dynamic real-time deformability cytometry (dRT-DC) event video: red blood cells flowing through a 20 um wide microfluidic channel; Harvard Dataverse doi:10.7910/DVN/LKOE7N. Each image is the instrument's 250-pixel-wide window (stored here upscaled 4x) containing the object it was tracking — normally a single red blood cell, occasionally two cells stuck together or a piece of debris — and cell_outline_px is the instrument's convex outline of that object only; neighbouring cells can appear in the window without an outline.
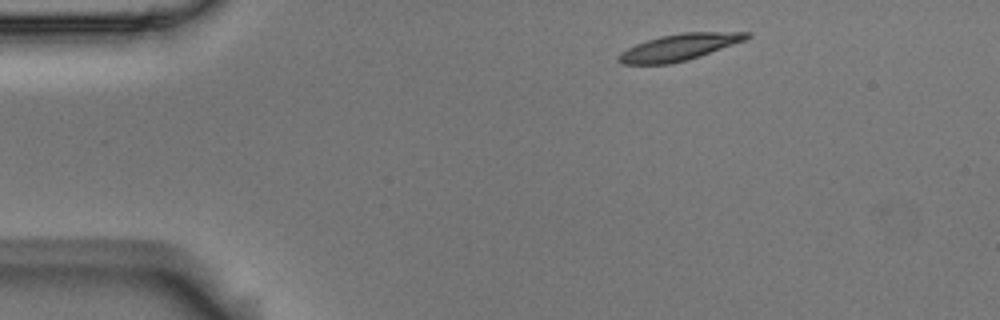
{"species": "Egyptian fruit bat (a non-hibernating species)", "species_latin": "Rousettus aegyptiacus", "temperature_condition": "room temperature", "stored_images_in_passage": 2, "camera_frame_rate_fps": 3000, "um_per_image_px": 0.085, "animal": {"sex": "male"}, "frame": {"image": 1, "passage_image": 1, "time_ms": 0.0, "image_size_px": [1000, 320], "cell_outline_px": [[752, 36], [744, 40], [700, 56], [688, 60], [668, 64], [620, 64], [616, 60], [616, 56], [620, 52], [636, 44], [660, 36], [684, 32], [752, 32]], "centroid_in_image_um": [57.69, 4.02], "position_along_channel_um": 27.3, "area_um2": 19.77}}